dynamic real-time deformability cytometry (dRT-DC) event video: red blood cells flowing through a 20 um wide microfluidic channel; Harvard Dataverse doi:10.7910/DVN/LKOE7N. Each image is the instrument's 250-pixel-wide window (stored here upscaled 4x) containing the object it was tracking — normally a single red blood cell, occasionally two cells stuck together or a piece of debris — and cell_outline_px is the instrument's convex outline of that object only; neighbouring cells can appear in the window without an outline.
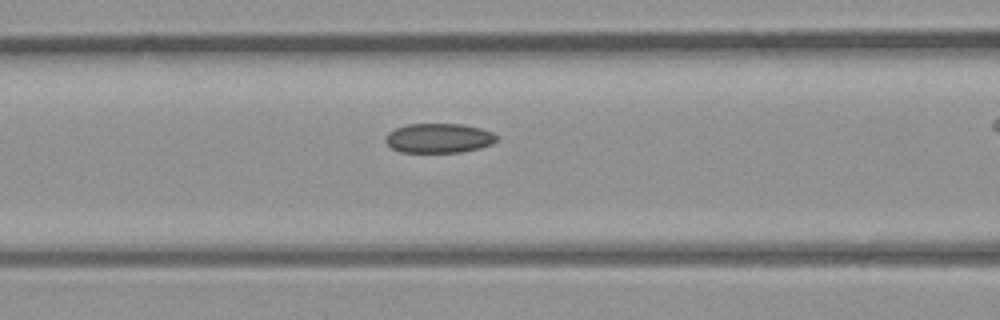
{"species": "common noctule bat (a hibernating species)", "species_latin": "Nyctalus noctula", "temperature_condition": "room temperature", "stored_images_in_passage": 23, "camera_frame_rate_fps": 3000, "um_per_image_px": 0.085, "animal": {"sex": "male", "body_mass_g": 23.1, "forearm_length_mm": 52.7}, "frame": {"image": 1, "passage_image": 7, "time_ms": 2.0, "image_size_px": [1000, 320], "cell_outline_px": [[496, 140], [492, 144], [480, 148], [460, 152], [400, 152], [392, 148], [384, 140], [384, 136], [388, 132], [396, 128], [408, 124], [464, 124], [480, 128], [492, 132], [496, 136]], "centroid_in_image_um": [37.27, 11.74], "position_along_channel_um": 129.3, "area_um2": 19.13}}
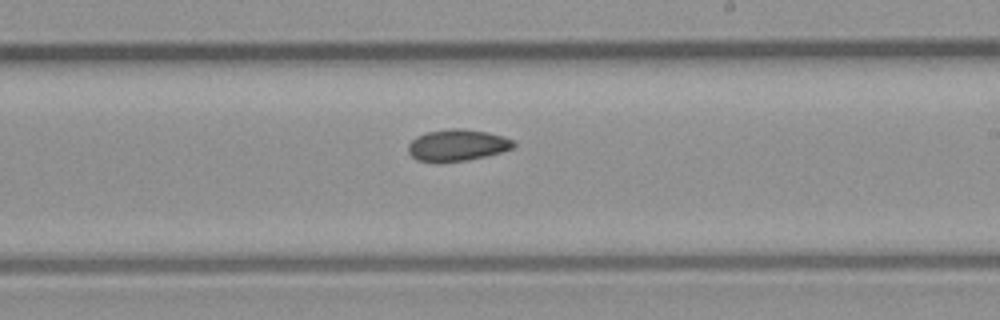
{"frame": {"image": 2, "passage_image": 14, "time_ms": 4.333, "image_size_px": [1000, 320], "cell_outline_px": [[516, 144], [512, 148], [500, 152], [468, 160], [416, 160], [408, 152], [408, 144], [416, 136], [428, 132], [452, 128], [460, 128], [488, 132], [504, 136], [512, 140]], "centroid_in_image_um": [38.88, 12.31], "position_along_channel_um": 250.1, "area_um2": 18.9}}
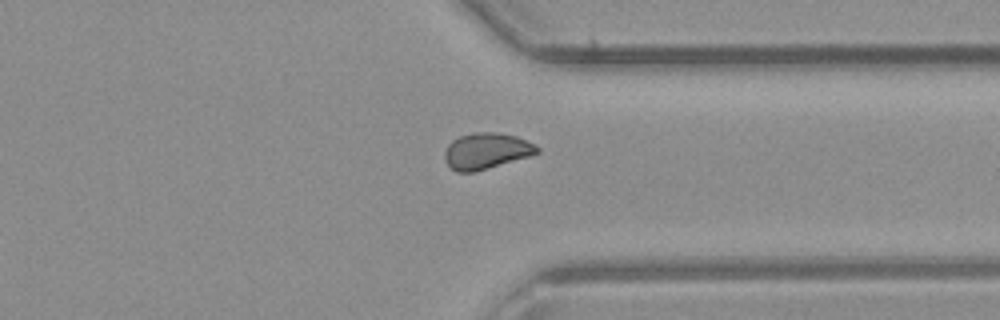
{"frame": {"image": 3, "passage_image": 21, "time_ms": 6.667, "image_size_px": [1000, 320], "cell_outline_px": [[540, 152], [528, 156], [476, 172], [456, 172], [444, 160], [444, 152], [448, 144], [452, 140], [460, 136], [476, 132], [496, 132], [516, 136], [540, 148]], "centroid_in_image_um": [41.3, 12.84], "position_along_channel_um": 370.1, "area_um2": 19.31}}